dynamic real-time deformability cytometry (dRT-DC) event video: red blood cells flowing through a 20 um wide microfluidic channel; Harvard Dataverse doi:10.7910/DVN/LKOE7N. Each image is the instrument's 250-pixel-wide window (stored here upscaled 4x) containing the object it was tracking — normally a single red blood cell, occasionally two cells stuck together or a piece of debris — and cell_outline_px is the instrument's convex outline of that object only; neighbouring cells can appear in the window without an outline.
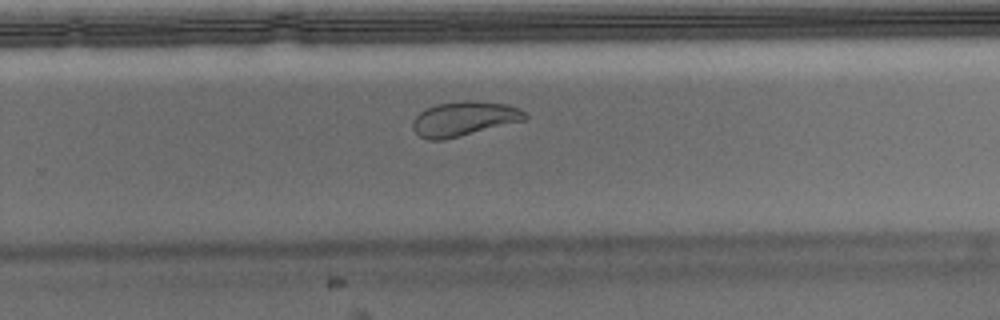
{"species": "Egyptian fruit bat (a non-hibernating species)", "species_latin": "Rousettus aegyptiacus", "temperature_condition": "warm", "stored_images_in_passage": 44, "camera_frame_rate_fps": 3000, "um_per_image_px": 0.085, "animal": {"sex": "male"}, "frame": {"image": 1, "passage_image": 26, "time_ms": 8.333, "image_size_px": [1000, 320], "cell_outline_px": [[528, 116], [524, 120], [444, 140], [428, 140], [420, 136], [412, 128], [412, 120], [424, 108], [436, 104], [460, 100], [476, 100], [508, 104], [520, 108], [528, 112]], "centroid_in_image_um": [39.45, 10.07], "position_along_channel_um": 290.4, "area_um2": 22.89}, "authors_computed_cell_mechanics": {"area_um2": 23.0911, "velocity_mm_per_s": 3.9186, "shape_relaxation_time_tau1_ms": null, "shape_relaxation_time_tau2_ms": 1.2529, "deformation_change_tau1": null, "deformation_change_tau2": 0.0687}}